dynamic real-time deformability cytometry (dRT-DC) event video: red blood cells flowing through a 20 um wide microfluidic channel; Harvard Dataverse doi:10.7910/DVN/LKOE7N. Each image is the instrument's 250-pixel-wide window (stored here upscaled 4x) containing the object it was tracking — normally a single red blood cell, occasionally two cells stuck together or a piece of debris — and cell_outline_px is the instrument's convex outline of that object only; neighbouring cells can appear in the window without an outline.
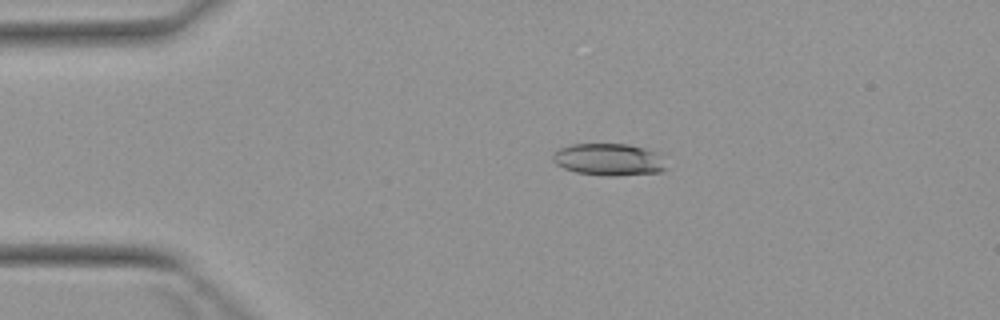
{"species": "Egyptian fruit bat (a non-hibernating species)", "species_latin": "Rousettus aegyptiacus", "temperature_condition": "warm", "stored_images_in_passage": 5, "camera_frame_rate_fps": 3000, "um_per_image_px": 0.085, "animal": {"sex": "female"}, "frame": {"image": 1, "passage_image": 3, "time_ms": 2.667, "image_size_px": [1000, 320], "cell_outline_px": [[664, 168], [660, 172], [616, 176], [608, 176], [576, 172], [564, 168], [556, 164], [552, 160], [552, 156], [556, 148], [572, 144], [628, 144], [660, 152]], "centroid_in_image_um": [51.71, 13.55], "position_along_channel_um": 33.3, "area_um2": 21.27}}
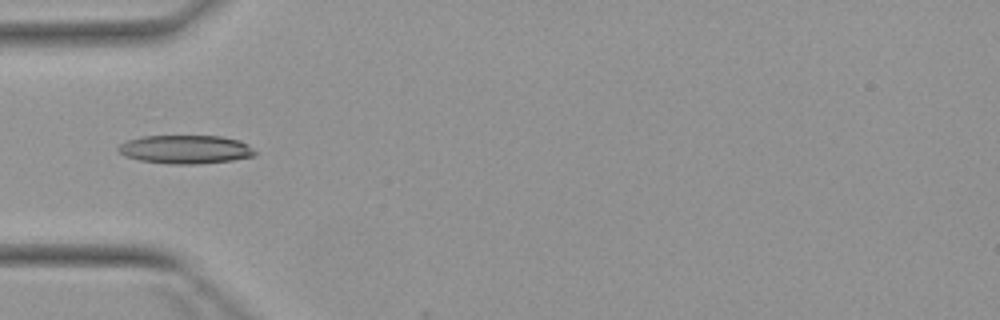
{"frame": {"image": 2, "passage_image": 4, "time_ms": 4.667, "image_size_px": [1000, 320], "cell_outline_px": [[256, 156], [232, 160], [196, 164], [168, 164], [140, 160], [124, 156], [116, 148], [120, 144], [128, 140], [144, 136], [220, 136], [240, 140], [248, 144], [256, 152]], "centroid_in_image_um": [15.78, 12.7], "position_along_channel_um": 69.2, "area_um2": 22.77}}
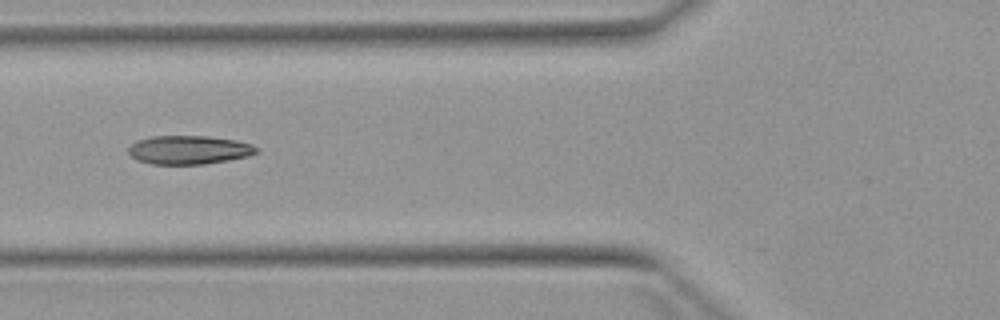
{"frame": {"image": 3, "passage_image": 5, "time_ms": 5.667, "image_size_px": [1000, 320], "cell_outline_px": [[260, 152], [248, 156], [228, 160], [204, 164], [152, 164], [136, 160], [128, 152], [128, 148], [136, 140], [152, 136], [208, 136], [236, 140], [252, 144], [260, 148]], "centroid_in_image_um": [16.09, 12.74], "position_along_channel_um": 109.7, "area_um2": 21.56}}